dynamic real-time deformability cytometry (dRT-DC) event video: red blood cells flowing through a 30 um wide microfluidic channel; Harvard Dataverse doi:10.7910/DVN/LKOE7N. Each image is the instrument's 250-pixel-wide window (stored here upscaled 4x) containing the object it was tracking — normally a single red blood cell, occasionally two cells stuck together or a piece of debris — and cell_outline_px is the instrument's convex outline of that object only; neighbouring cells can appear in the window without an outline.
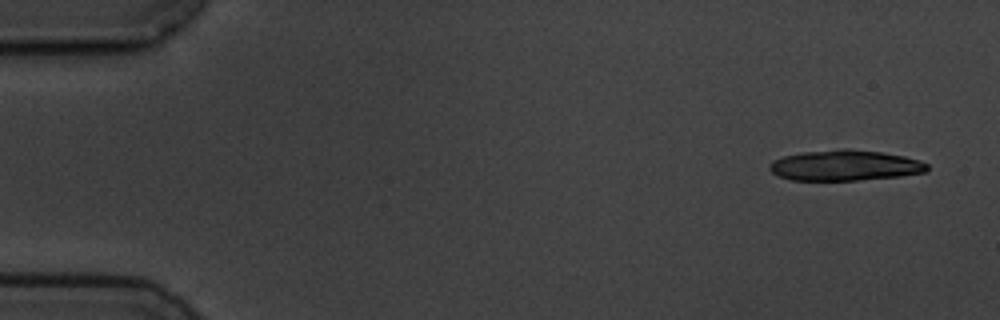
{"species": "common noctule bat (a hibernating species)", "species_latin": "Nyctalus noctula", "temperature_condition": "cold", "stored_images_in_passage": 5, "segment_of_instrument_passage": [1, 2], "camera_frame_rate_fps": 3000, "um_per_image_px": 0.085, "animal": {"sex": "male", "body_mass_g": 19.5, "forearm_length_mm": 54.6}, "frame": {"image": 1, "passage_image": 1, "time_ms": 0.0, "image_size_px": [1000, 320], "cell_outline_px": [[928, 172], [900, 176], [856, 180], [792, 180], [780, 176], [772, 172], [768, 168], [768, 164], [772, 160], [784, 156], [804, 152], [844, 148], [848, 148], [880, 152], [904, 156], [920, 160], [928, 164]], "centroid_in_image_um": [71.83, 14.05], "position_along_channel_um": 13.2, "area_um2": 28.15}}